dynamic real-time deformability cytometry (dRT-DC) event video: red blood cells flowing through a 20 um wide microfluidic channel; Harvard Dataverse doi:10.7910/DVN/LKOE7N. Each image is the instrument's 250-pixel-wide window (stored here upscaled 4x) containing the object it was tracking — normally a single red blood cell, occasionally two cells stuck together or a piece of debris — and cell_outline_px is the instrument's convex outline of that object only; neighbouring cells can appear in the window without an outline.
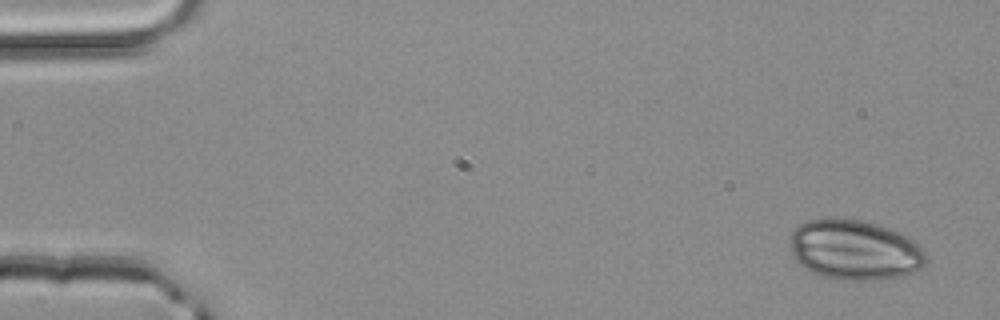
{"species": "common noctule bat (a hibernating species)", "species_latin": "Nyctalus noctula", "temperature_condition": "room temperature", "stored_images_in_passage": 4, "camera_frame_rate_fps": 3000, "um_per_image_px": 0.085, "animal": {"sex": "male", "body_mass_g": 20.4}, "frame": {"image": 1, "passage_image": 1, "time_ms": 0.0, "image_size_px": [1000, 320], "cell_outline_px": [[928, 260], [924, 268], [900, 276], [880, 280], [832, 280], [812, 272], [800, 264], [792, 256], [792, 232], [800, 224], [808, 220], [832, 216], [836, 216], [860, 220], [880, 224], [892, 228], [908, 236], [928, 256]], "centroid_in_image_um": [72.67, 21.23], "position_along_channel_um": 12.3, "area_um2": 48.32}}